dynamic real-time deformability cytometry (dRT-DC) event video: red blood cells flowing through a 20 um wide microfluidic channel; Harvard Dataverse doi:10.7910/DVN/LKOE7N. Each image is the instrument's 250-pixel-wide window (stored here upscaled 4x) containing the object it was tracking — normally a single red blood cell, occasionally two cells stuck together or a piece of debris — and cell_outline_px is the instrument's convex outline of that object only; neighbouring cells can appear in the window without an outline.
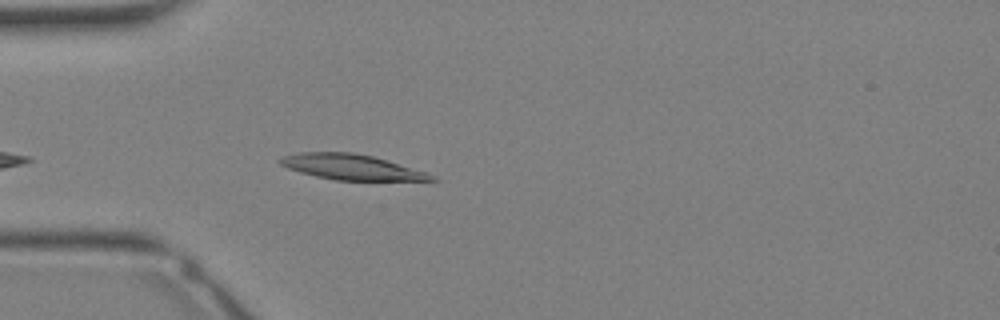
{"species": "Egyptian fruit bat (a non-hibernating species)", "species_latin": "Rousettus aegyptiacus", "temperature_condition": "warm", "stored_images_in_passage": 26, "camera_frame_rate_fps": 3000, "um_per_image_px": 0.085, "animal": {"sex": "female"}, "frame": {"image": 1, "passage_image": 3, "time_ms": 0.667, "image_size_px": [1000, 320], "cell_outline_px": [[440, 180], [336, 180], [316, 176], [300, 172], [288, 168], [280, 164], [276, 160], [284, 156], [300, 152], [352, 152], [372, 156], [428, 172], [436, 176]], "centroid_in_image_um": [29.88, 14.19], "position_along_channel_um": 55.1, "area_um2": 22.25}}
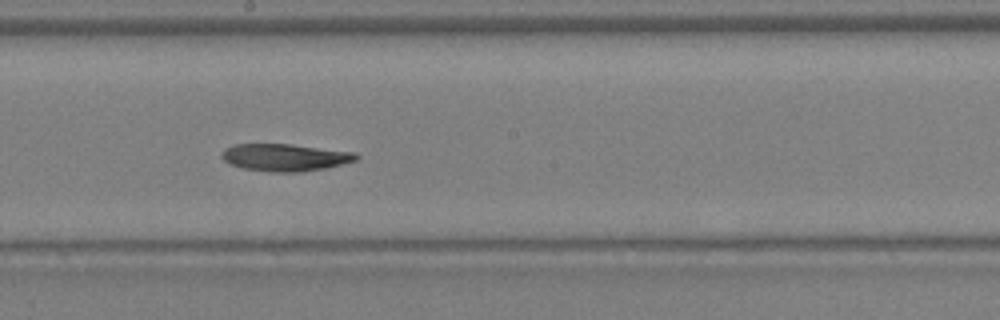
{"frame": {"image": 2, "passage_image": 12, "time_ms": 3.667, "image_size_px": [1000, 320], "cell_outline_px": [[360, 156], [356, 160], [324, 168], [300, 172], [272, 172], [244, 168], [228, 164], [220, 156], [220, 152], [224, 148], [236, 144], [292, 144], [356, 152]], "centroid_in_image_um": [24.2, 13.37], "position_along_channel_um": 224.0, "area_um2": 21.44}}
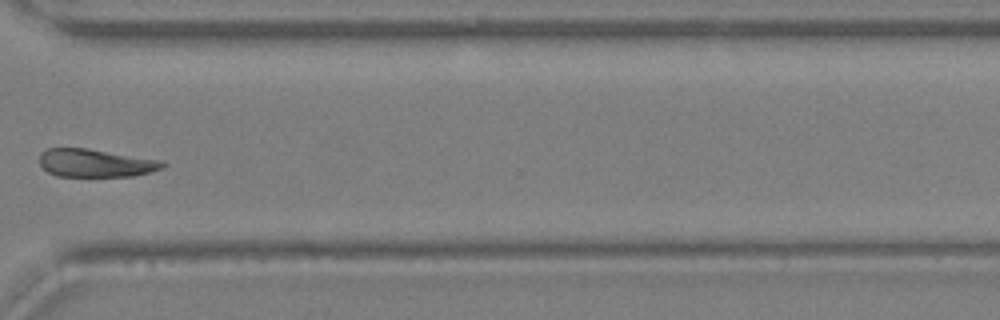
{"frame": {"image": 3, "passage_image": 19, "time_ms": 6.0, "image_size_px": [1000, 320], "cell_outline_px": [[168, 164], [164, 168], [132, 176], [56, 176], [48, 172], [40, 164], [40, 152], [48, 148], [88, 148], [164, 160]], "centroid_in_image_um": [8.16, 13.85], "position_along_channel_um": 362.4, "area_um2": 20.29}}